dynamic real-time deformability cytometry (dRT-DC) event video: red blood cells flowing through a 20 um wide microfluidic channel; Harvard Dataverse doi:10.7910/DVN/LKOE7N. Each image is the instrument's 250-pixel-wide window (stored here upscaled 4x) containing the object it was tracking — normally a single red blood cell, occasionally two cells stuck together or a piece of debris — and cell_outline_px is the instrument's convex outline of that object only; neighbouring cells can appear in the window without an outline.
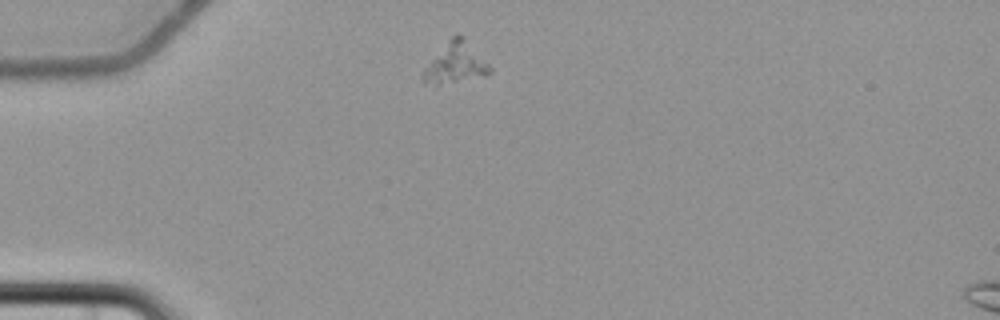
{"species": "common noctule bat (a hibernating species)", "species_latin": "Nyctalus noctula", "temperature_condition": "cold", "stored_images_in_passage": 11, "camera_frame_rate_fps": 3000, "um_per_image_px": 0.085, "animal": {"sex": "female", "body_mass_g": 22.7, "forearm_length_mm": 54.2}, "frame": {"image": 1, "passage_image": 1, "time_ms": 0.0, "image_size_px": [1000, 320], "cell_outline_px": [[492, 72], [484, 76], [436, 88], [424, 84], [420, 80], [420, 76], [424, 68], [448, 40], [456, 32], [460, 32], [464, 36], [492, 68]], "centroid_in_image_um": [38.67, 5.43], "position_along_channel_um": 46.3, "area_um2": 16.59}}
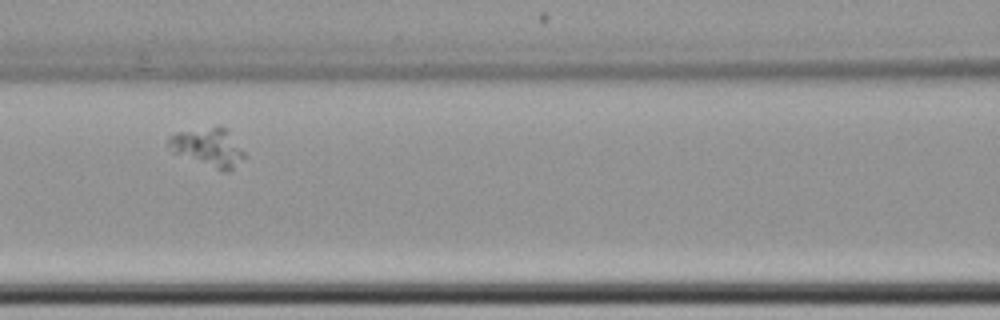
{"frame": {"image": 2, "passage_image": 4, "time_ms": 3.667, "image_size_px": [1000, 320], "cell_outline_px": [[244, 156], [228, 172], [224, 172], [172, 152], [168, 144], [168, 140], [176, 132], [220, 124], [224, 128], [244, 152]], "centroid_in_image_um": [17.66, 12.5], "position_along_channel_um": 148.9, "area_um2": 16.65}}
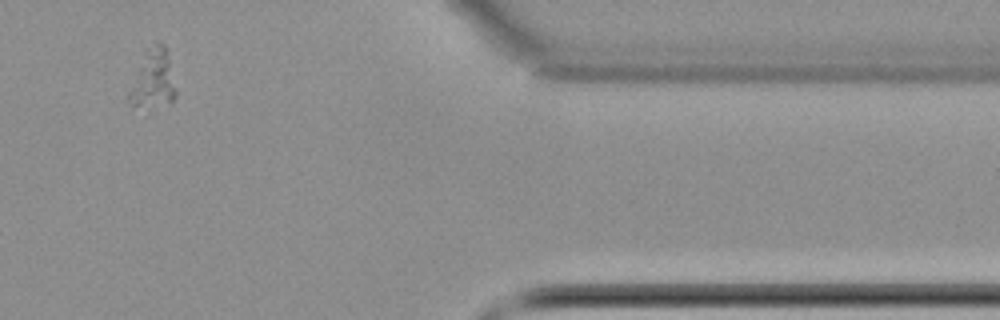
{"frame": {"image": 3, "passage_image": 10, "time_ms": 11.667, "image_size_px": [1000, 320], "cell_outline_px": [[176, 96], [172, 100], [136, 104], [132, 104], [128, 100], [128, 92], [144, 48], [156, 40], [164, 44], [176, 92]], "centroid_in_image_um": [12.97, 6.55], "position_along_channel_um": 398.4, "area_um2": 15.09}}